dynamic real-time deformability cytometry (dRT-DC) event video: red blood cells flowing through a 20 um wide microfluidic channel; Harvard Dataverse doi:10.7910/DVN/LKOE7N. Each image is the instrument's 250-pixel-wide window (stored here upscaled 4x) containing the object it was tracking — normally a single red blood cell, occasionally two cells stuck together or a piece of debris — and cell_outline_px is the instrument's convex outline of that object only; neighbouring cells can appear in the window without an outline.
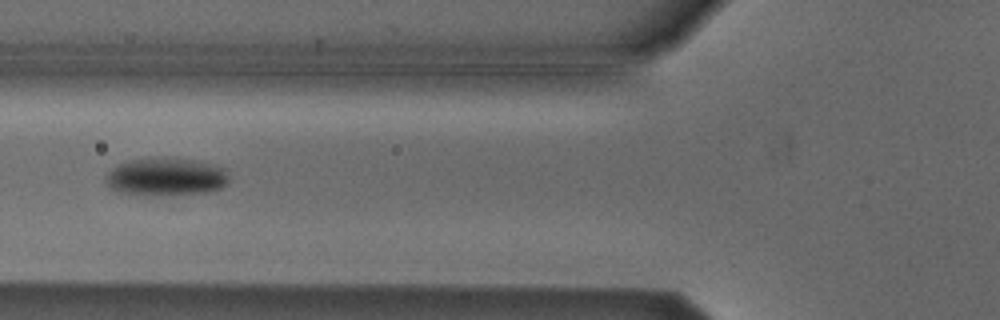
{"species": "Egyptian fruit bat (a non-hibernating species)", "species_latin": "Rousettus aegyptiacus", "temperature_condition": "cold", "stored_images_in_passage": 6, "camera_frame_rate_fps": 3000, "um_per_image_px": 0.085, "animal": {"sex": "male"}, "frame": {"image": 1, "passage_image": 6, "time_ms": 1.667, "image_size_px": [1000, 320], "cell_outline_px": [[228, 184], [212, 192], [172, 208], [120, 192], [112, 188], [104, 180], [108, 172], [116, 164], [132, 160], [152, 156], [176, 156], [196, 160], [212, 164], [224, 168], [228, 176]], "centroid_in_image_um": [14.17, 15.24], "position_along_channel_um": 111.6, "area_um2": 31.96}}